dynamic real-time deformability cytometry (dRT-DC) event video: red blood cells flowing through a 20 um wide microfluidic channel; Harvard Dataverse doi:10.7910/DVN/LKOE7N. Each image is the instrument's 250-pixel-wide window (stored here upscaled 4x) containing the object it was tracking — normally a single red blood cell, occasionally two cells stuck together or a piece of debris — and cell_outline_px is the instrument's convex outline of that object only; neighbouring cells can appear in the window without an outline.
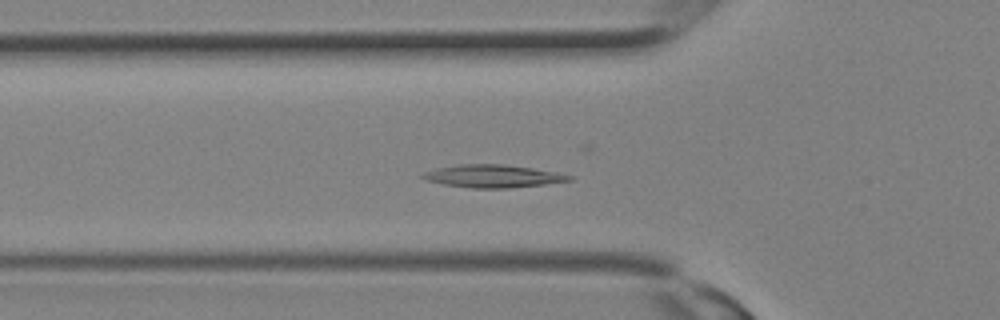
{"species": "Egyptian fruit bat (a non-hibernating species)", "species_latin": "Rousettus aegyptiacus", "temperature_condition": "room temperature", "stored_images_in_passage": 15, "camera_frame_rate_fps": 3000, "um_per_image_px": 0.085, "animal": {"sex": "female"}, "frame": {"image": 1, "passage_image": 9, "time_ms": 2.667, "image_size_px": [1000, 320], "cell_outline_px": [[576, 176], [572, 180], [544, 184], [508, 188], [472, 188], [444, 184], [424, 180], [416, 176], [424, 172], [436, 168], [460, 164], [504, 164], [532, 168], [556, 172]], "centroid_in_image_um": [41.86, 14.97], "position_along_channel_um": 83.9, "area_um2": 19.54}}
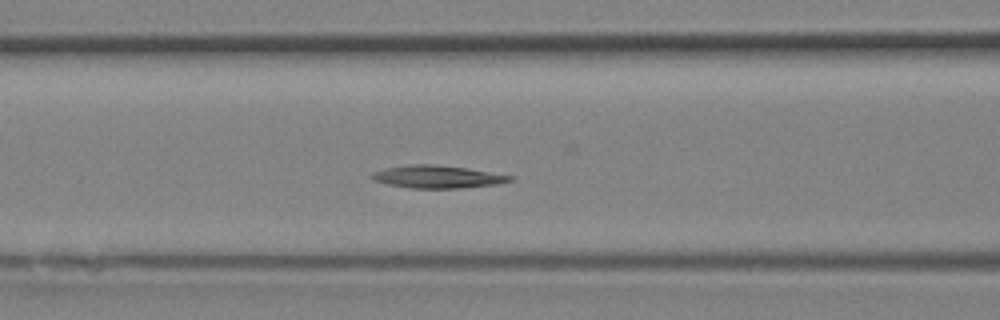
{"frame": {"image": 2, "passage_image": 11, "time_ms": 3.333, "image_size_px": [1000, 320], "cell_outline_px": [[512, 180], [496, 184], [460, 188], [412, 188], [388, 184], [376, 180], [368, 176], [372, 172], [384, 168], [408, 164], [436, 164], [468, 168], [512, 176]], "centroid_in_image_um": [37.13, 15.01], "position_along_channel_um": 129.5, "area_um2": 18.15}}
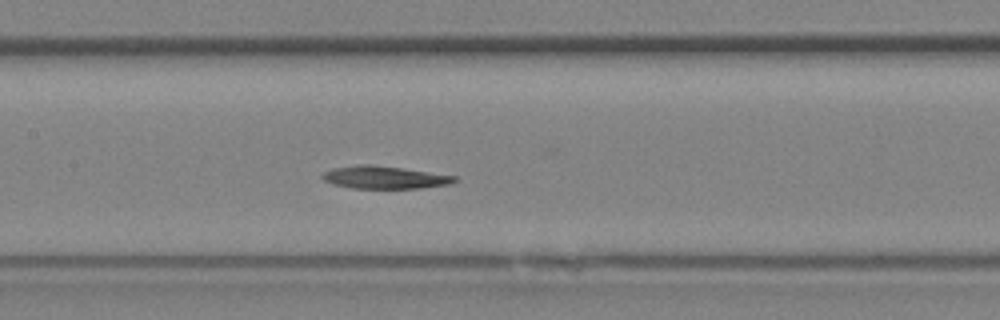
{"frame": {"image": 3, "passage_image": 13, "time_ms": 4.0, "image_size_px": [1000, 320], "cell_outline_px": [[460, 180], [452, 184], [420, 188], [352, 188], [332, 184], [324, 180], [320, 176], [324, 172], [332, 168], [356, 164], [368, 164], [404, 168], [456, 176]], "centroid_in_image_um": [32.7, 15.07], "position_along_channel_um": 174.7, "area_um2": 17.63}}